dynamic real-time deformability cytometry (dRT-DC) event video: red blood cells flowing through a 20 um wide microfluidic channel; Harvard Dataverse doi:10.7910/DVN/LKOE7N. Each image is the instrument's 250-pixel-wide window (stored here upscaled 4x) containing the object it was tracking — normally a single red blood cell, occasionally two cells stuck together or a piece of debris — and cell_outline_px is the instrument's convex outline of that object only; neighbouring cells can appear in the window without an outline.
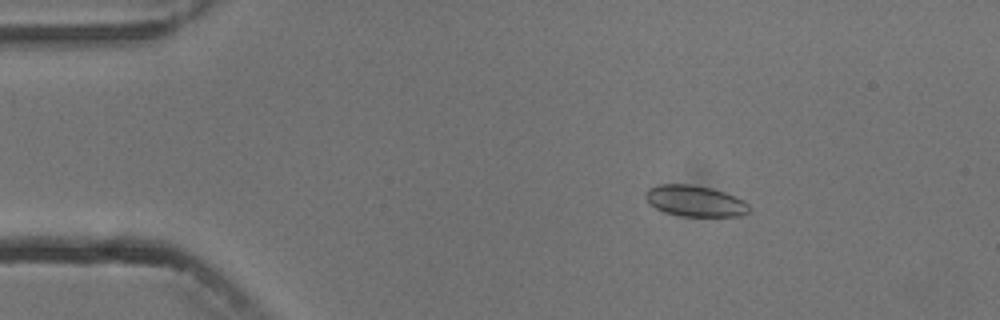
{"species": "common noctule bat (a hibernating species)", "species_latin": "Nyctalus noctula", "temperature_condition": "cold", "stored_images_in_passage": 4, "camera_frame_rate_fps": 3000, "um_per_image_px": 0.085, "animal": {"sex": "male", "body_mass_g": 13.3}, "frame": {"image": 1, "passage_image": 2, "time_ms": 1.333, "image_size_px": [1000, 320], "cell_outline_px": [[748, 212], [740, 216], [680, 216], [664, 212], [648, 204], [644, 196], [644, 192], [648, 188], [660, 184], [692, 184], [712, 188], [736, 196], [744, 200], [748, 204]], "centroid_in_image_um": [59.03, 17.07], "position_along_channel_um": 26.0, "area_um2": 18.96}}